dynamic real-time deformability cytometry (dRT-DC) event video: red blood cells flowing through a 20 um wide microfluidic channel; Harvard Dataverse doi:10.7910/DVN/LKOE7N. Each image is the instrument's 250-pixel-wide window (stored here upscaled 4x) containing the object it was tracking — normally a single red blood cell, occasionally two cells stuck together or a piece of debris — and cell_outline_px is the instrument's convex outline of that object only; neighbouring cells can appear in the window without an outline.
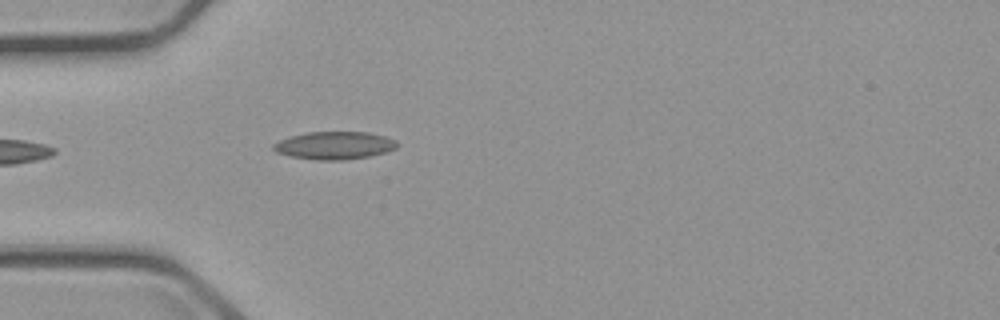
{"species": "common noctule bat (a hibernating species)", "species_latin": "Nyctalus noctula", "temperature_condition": "cold", "stored_images_in_passage": 2, "camera_frame_rate_fps": 3000, "um_per_image_px": 0.085, "animal": {"sex": "male", "body_mass_g": 23.1, "forearm_length_mm": 52.7}, "frame": {"image": 1, "passage_image": 2, "time_ms": 1.0, "image_size_px": [1000, 320], "cell_outline_px": [[400, 144], [396, 148], [388, 152], [368, 156], [344, 160], [316, 160], [292, 156], [276, 152], [272, 148], [272, 144], [288, 136], [308, 132], [368, 132], [384, 136], [396, 140]], "centroid_in_image_um": [28.44, 12.36], "position_along_channel_um": 56.6, "area_um2": 20.11}}